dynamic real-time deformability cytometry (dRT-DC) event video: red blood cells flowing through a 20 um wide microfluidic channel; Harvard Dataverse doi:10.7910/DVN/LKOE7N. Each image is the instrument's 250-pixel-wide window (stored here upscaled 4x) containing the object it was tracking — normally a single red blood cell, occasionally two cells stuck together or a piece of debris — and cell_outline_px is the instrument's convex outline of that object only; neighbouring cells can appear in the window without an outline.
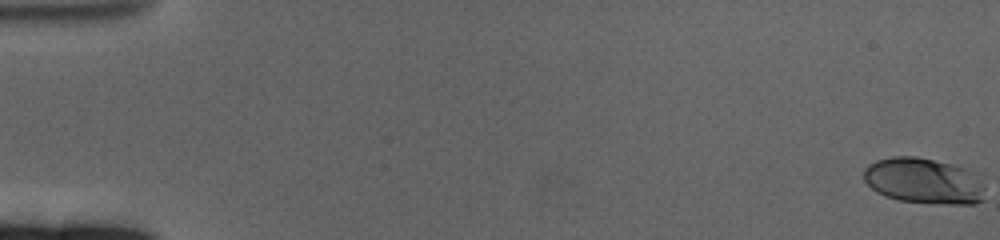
{"species": "human", "species_latin": "Homo sapiens", "temperature_condition": "cold", "stored_images_in_passage": 63, "camera_frame_rate_fps": 3000, "um_per_image_px": 0.085, "donor": {"sex": "female"}, "frame": {"image": 1, "passage_image": 1, "time_ms": 0.0, "image_size_px": [1000, 240], "cell_outline_px": [[984, 200], [976, 204], [944, 204], [900, 200], [884, 196], [876, 192], [864, 180], [864, 168], [868, 164], [876, 160], [892, 156], [916, 156], [984, 172]], "centroid_in_image_um": [78.62, 15.37], "position_along_channel_um": 6.4, "area_um2": 33.23}}
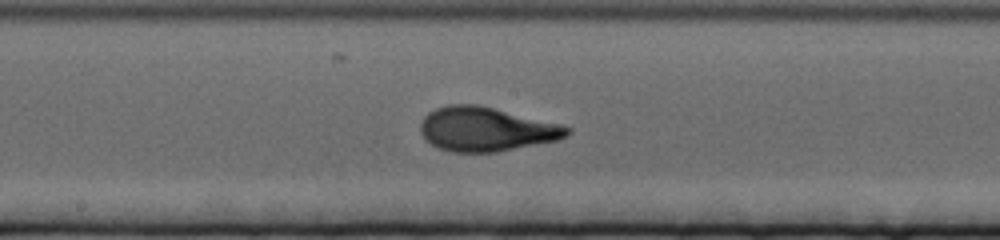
{"frame": {"image": 2, "passage_image": 35, "time_ms": 11.333, "image_size_px": [1000, 240], "cell_outline_px": [[572, 132], [556, 140], [496, 152], [452, 152], [436, 148], [424, 140], [420, 132], [420, 124], [424, 116], [428, 112], [436, 108], [448, 104], [476, 104], [560, 124], [572, 128]], "centroid_in_image_um": [41.25, 10.98], "position_along_channel_um": 207.0, "area_um2": 37.63}}
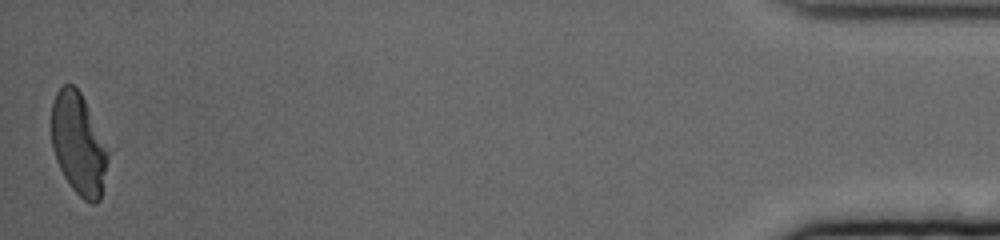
{"frame": {"image": 3, "passage_image": 63, "time_ms": 20.667, "image_size_px": [1000, 240], "cell_outline_px": [[108, 160], [100, 200], [96, 204], [92, 204], [84, 200], [72, 188], [64, 176], [56, 160], [52, 148], [52, 104], [56, 92], [64, 84], [72, 84], [80, 92], [84, 100], [108, 152]], "centroid_in_image_um": [6.65, 12.27], "position_along_channel_um": 428.5, "area_um2": 32.83}, "authors_computed_cell_mechanics": {"area_um2": 34.969, "velocity_mm_per_s": 3.2919, "shape_relaxation_time_tau1_ms": 4.605, "shape_relaxation_time_tau2_ms": null, "deformation_change_tau1": 0.1829, "deformation_change_tau2": null}}